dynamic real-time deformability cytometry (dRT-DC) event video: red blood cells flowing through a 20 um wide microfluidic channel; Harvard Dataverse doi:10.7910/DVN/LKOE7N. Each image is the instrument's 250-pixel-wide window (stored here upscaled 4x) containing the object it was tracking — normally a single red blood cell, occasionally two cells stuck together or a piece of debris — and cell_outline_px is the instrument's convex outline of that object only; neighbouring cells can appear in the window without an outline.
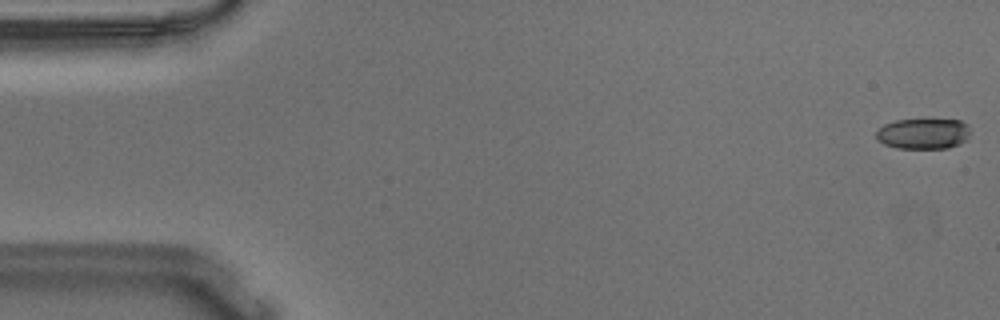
{"species": "Egyptian fruit bat (a non-hibernating species)", "species_latin": "Rousettus aegyptiacus", "temperature_condition": "warm", "stored_images_in_passage": 55, "camera_frame_rate_fps": 3000, "um_per_image_px": 0.085, "animal": {"sex": "male"}, "frame": {"image": 1, "passage_image": 1, "time_ms": 0.0, "image_size_px": [1000, 320], "cell_outline_px": [[968, 140], [960, 144], [948, 148], [896, 148], [884, 144], [876, 140], [876, 132], [884, 124], [896, 120], [928, 116], [960, 120], [968, 124]], "centroid_in_image_um": [78.5, 11.3], "position_along_channel_um": 6.5, "area_um2": 17.74}}
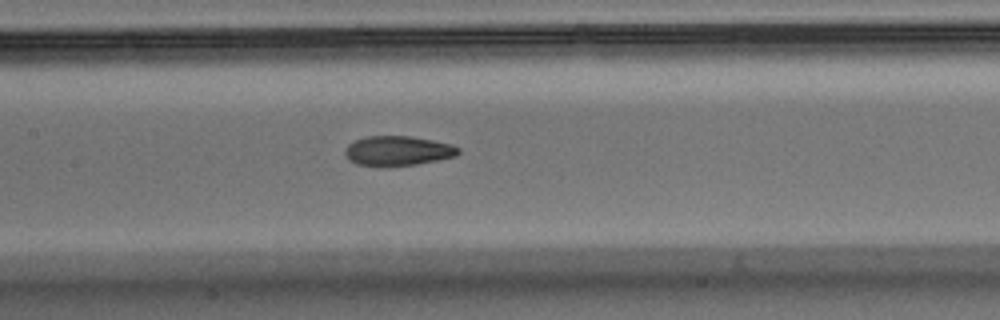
{"frame": {"image": 2, "passage_image": 26, "time_ms": 8.333, "image_size_px": [1000, 320], "cell_outline_px": [[460, 152], [456, 156], [416, 164], [356, 164], [348, 160], [344, 152], [344, 148], [348, 144], [356, 140], [368, 136], [412, 136], [452, 144], [460, 148]], "centroid_in_image_um": [33.83, 12.78], "position_along_channel_um": 173.6, "area_um2": 19.13}}
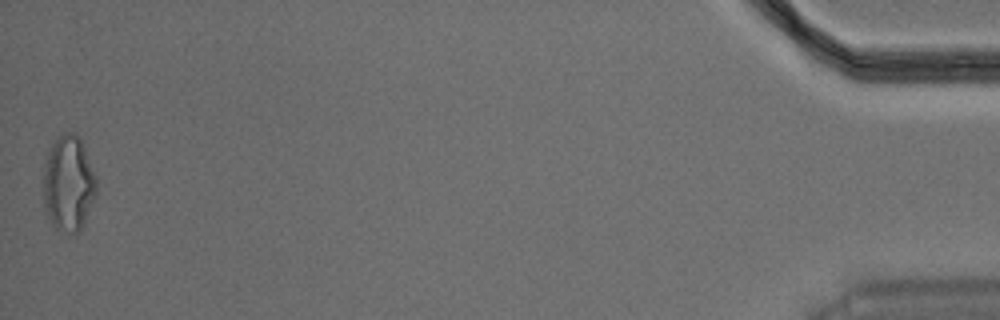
{"frame": {"image": 3, "passage_image": 55, "time_ms": 18.0, "image_size_px": [1000, 320], "cell_outline_px": [[96, 196], [80, 232], [68, 232], [56, 228], [52, 224], [44, 208], [44, 164], [48, 152], [56, 136], [64, 132], [76, 132], [80, 136], [96, 176]], "centroid_in_image_um": [5.83, 15.56], "position_along_channel_um": 429.4, "area_um2": 29.82}, "authors_computed_cell_mechanics": {"area_um2": 19.7098, "velocity_mm_per_s": 3.6554, "shape_relaxation_time_tau1_ms": 8.3057, "shape_relaxation_time_tau2_ms": 3.0251, "deformation_change_tau1": 0.1844, "deformation_change_tau2": 0.1026}}